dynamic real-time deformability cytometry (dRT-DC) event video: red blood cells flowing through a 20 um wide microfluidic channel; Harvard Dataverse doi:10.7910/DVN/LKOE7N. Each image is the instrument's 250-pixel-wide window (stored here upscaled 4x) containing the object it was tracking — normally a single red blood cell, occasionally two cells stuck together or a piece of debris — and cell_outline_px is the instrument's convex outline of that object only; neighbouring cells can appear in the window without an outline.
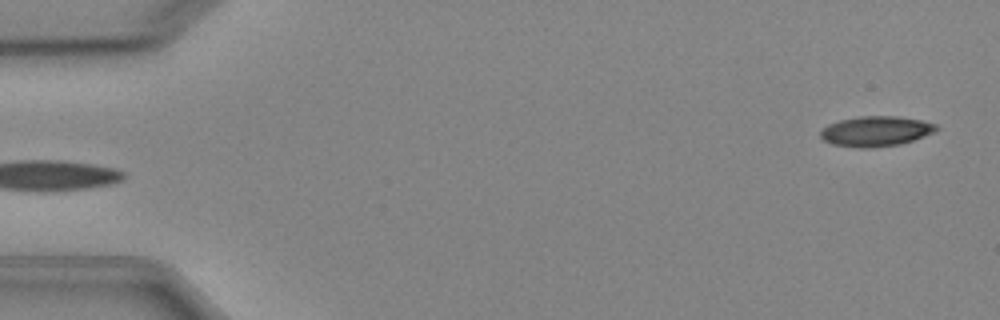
{"species": "Egyptian fruit bat (a non-hibernating species)", "species_latin": "Rousettus aegyptiacus", "temperature_condition": "cold", "stored_images_in_passage": 5, "segment_of_instrument_passage": [2, 2], "camera_frame_rate_fps": 3000, "um_per_image_px": 0.085, "animal": {"sex": "female"}, "frame": {"image": 1, "passage_image": 5, "time_ms": 5.667, "image_size_px": [1000, 320], "cell_outline_px": [[940, 128], [936, 132], [900, 144], [872, 148], [856, 148], [832, 144], [824, 140], [820, 136], [820, 132], [828, 124], [840, 120], [860, 116], [896, 116], [920, 120], [936, 124]], "centroid_in_image_um": [74.46, 11.16], "position_along_channel_um": 10.5, "area_um2": 20.4}}